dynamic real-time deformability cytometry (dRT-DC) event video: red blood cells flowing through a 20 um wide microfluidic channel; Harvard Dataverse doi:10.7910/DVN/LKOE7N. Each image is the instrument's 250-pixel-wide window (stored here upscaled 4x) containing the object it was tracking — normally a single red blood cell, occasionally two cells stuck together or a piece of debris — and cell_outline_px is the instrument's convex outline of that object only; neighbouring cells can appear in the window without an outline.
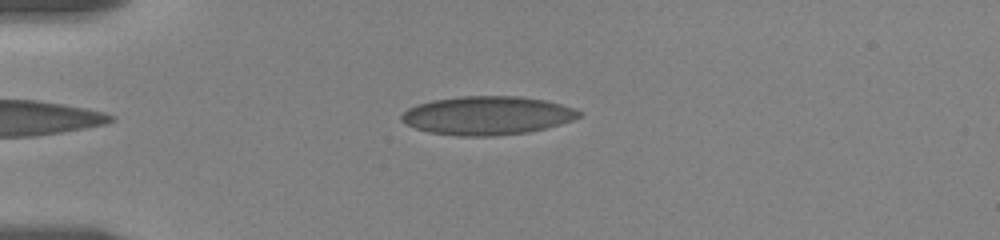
{"species": "human", "species_latin": "Homo sapiens", "temperature_condition": "room temperature", "stored_images_in_passage": 43, "camera_frame_rate_fps": 3000, "um_per_image_px": 0.085, "donor": {"sex": "female"}, "frame": {"image": 1, "passage_image": 1, "time_ms": 0.0, "image_size_px": [1000, 240], "cell_outline_px": [[580, 116], [572, 120], [560, 124], [528, 132], [492, 136], [460, 136], [428, 132], [404, 124], [400, 120], [400, 116], [408, 108], [416, 104], [432, 100], [460, 96], [520, 96], [544, 100], [560, 104], [572, 108], [580, 112]], "centroid_in_image_um": [41.35, 9.82], "position_along_channel_um": 43.6, "area_um2": 39.82}}
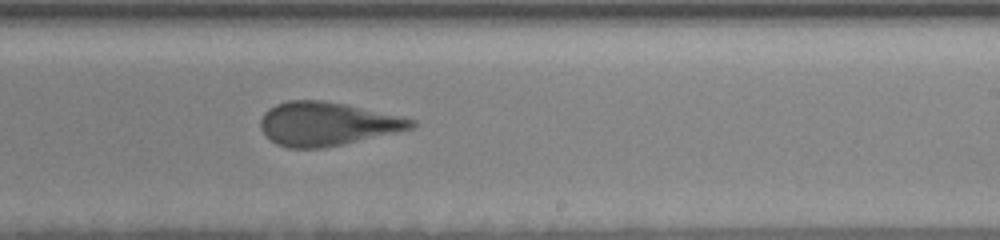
{"frame": {"image": 2, "passage_image": 22, "time_ms": 7.0, "image_size_px": [1000, 240], "cell_outline_px": [[416, 124], [412, 128], [324, 148], [288, 148], [276, 144], [260, 128], [260, 120], [264, 112], [268, 108], [276, 104], [288, 100], [320, 100], [344, 104], [416, 120]], "centroid_in_image_um": [27.73, 10.52], "position_along_channel_um": 261.3, "area_um2": 37.69}}
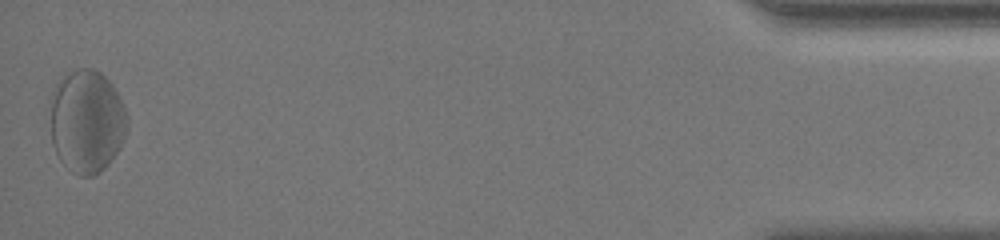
{"frame": {"image": 3, "passage_image": 43, "time_ms": 14.0, "image_size_px": [1000, 240], "cell_outline_px": [[128, 128], [120, 148], [108, 164], [100, 172], [92, 176], [80, 176], [72, 172], [60, 160], [52, 144], [48, 100], [48, 96], [56, 84], [64, 76], [80, 68], [92, 68], [100, 72], [112, 84], [128, 116]], "centroid_in_image_um": [7.34, 10.31], "position_along_channel_um": 427.9, "area_um2": 46.88}, "authors_computed_cell_mechanics": {"area_um2": 38.726, "velocity_mm_per_s": 3.522, "shape_relaxation_time_tau1_ms": 4.8939, "shape_relaxation_time_tau2_ms": 1.0162, "deformation_change_tau1": 0.1303, "deformation_change_tau2": 0.0696}}